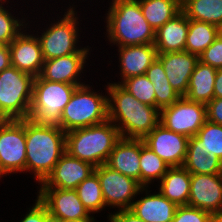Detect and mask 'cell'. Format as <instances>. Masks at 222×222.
<instances>
[{"instance_id": "6da1fadb", "label": "cell", "mask_w": 222, "mask_h": 222, "mask_svg": "<svg viewBox=\"0 0 222 222\" xmlns=\"http://www.w3.org/2000/svg\"><path fill=\"white\" fill-rule=\"evenodd\" d=\"M108 84V119L121 137L143 139L160 123V110L140 102L117 82Z\"/></svg>"}, {"instance_id": "7a4b0ae2", "label": "cell", "mask_w": 222, "mask_h": 222, "mask_svg": "<svg viewBox=\"0 0 222 222\" xmlns=\"http://www.w3.org/2000/svg\"><path fill=\"white\" fill-rule=\"evenodd\" d=\"M26 173L43 183L66 152V133L57 124L25 119Z\"/></svg>"}, {"instance_id": "3957f363", "label": "cell", "mask_w": 222, "mask_h": 222, "mask_svg": "<svg viewBox=\"0 0 222 222\" xmlns=\"http://www.w3.org/2000/svg\"><path fill=\"white\" fill-rule=\"evenodd\" d=\"M106 16L107 38L116 46L154 44L155 30L142 14L138 0H112Z\"/></svg>"}, {"instance_id": "277c9868", "label": "cell", "mask_w": 222, "mask_h": 222, "mask_svg": "<svg viewBox=\"0 0 222 222\" xmlns=\"http://www.w3.org/2000/svg\"><path fill=\"white\" fill-rule=\"evenodd\" d=\"M121 138L117 126L109 119L66 133V152L94 167L105 164Z\"/></svg>"}, {"instance_id": "5b68a950", "label": "cell", "mask_w": 222, "mask_h": 222, "mask_svg": "<svg viewBox=\"0 0 222 222\" xmlns=\"http://www.w3.org/2000/svg\"><path fill=\"white\" fill-rule=\"evenodd\" d=\"M82 85L75 89L57 125L65 132L108 120L107 96Z\"/></svg>"}, {"instance_id": "8992f818", "label": "cell", "mask_w": 222, "mask_h": 222, "mask_svg": "<svg viewBox=\"0 0 222 222\" xmlns=\"http://www.w3.org/2000/svg\"><path fill=\"white\" fill-rule=\"evenodd\" d=\"M34 78L14 66L0 73V120L28 118Z\"/></svg>"}, {"instance_id": "52a82bcc", "label": "cell", "mask_w": 222, "mask_h": 222, "mask_svg": "<svg viewBox=\"0 0 222 222\" xmlns=\"http://www.w3.org/2000/svg\"><path fill=\"white\" fill-rule=\"evenodd\" d=\"M77 85L34 78L28 118L35 123L57 124Z\"/></svg>"}, {"instance_id": "ba28073f", "label": "cell", "mask_w": 222, "mask_h": 222, "mask_svg": "<svg viewBox=\"0 0 222 222\" xmlns=\"http://www.w3.org/2000/svg\"><path fill=\"white\" fill-rule=\"evenodd\" d=\"M67 10L63 18L60 17L58 22L51 23L40 37L37 34L44 60L74 53H89V46L84 48L76 46L80 42L77 12L71 6Z\"/></svg>"}, {"instance_id": "9c48e42d", "label": "cell", "mask_w": 222, "mask_h": 222, "mask_svg": "<svg viewBox=\"0 0 222 222\" xmlns=\"http://www.w3.org/2000/svg\"><path fill=\"white\" fill-rule=\"evenodd\" d=\"M26 171L25 119L0 120V178Z\"/></svg>"}, {"instance_id": "30bf717a", "label": "cell", "mask_w": 222, "mask_h": 222, "mask_svg": "<svg viewBox=\"0 0 222 222\" xmlns=\"http://www.w3.org/2000/svg\"><path fill=\"white\" fill-rule=\"evenodd\" d=\"M207 120L206 104L180 97L160 110V124L188 138L195 136Z\"/></svg>"}, {"instance_id": "8fae6325", "label": "cell", "mask_w": 222, "mask_h": 222, "mask_svg": "<svg viewBox=\"0 0 222 222\" xmlns=\"http://www.w3.org/2000/svg\"><path fill=\"white\" fill-rule=\"evenodd\" d=\"M105 206L120 209H130L136 195L145 193L143 186L133 178L125 176L106 164L95 167Z\"/></svg>"}, {"instance_id": "7c38bea8", "label": "cell", "mask_w": 222, "mask_h": 222, "mask_svg": "<svg viewBox=\"0 0 222 222\" xmlns=\"http://www.w3.org/2000/svg\"><path fill=\"white\" fill-rule=\"evenodd\" d=\"M144 144L156 153L169 167H182L189 138L158 124L143 139Z\"/></svg>"}, {"instance_id": "4fadbf2b", "label": "cell", "mask_w": 222, "mask_h": 222, "mask_svg": "<svg viewBox=\"0 0 222 222\" xmlns=\"http://www.w3.org/2000/svg\"><path fill=\"white\" fill-rule=\"evenodd\" d=\"M38 198L46 205L51 222L94 218L80 201L75 189L40 188Z\"/></svg>"}, {"instance_id": "5bb4252c", "label": "cell", "mask_w": 222, "mask_h": 222, "mask_svg": "<svg viewBox=\"0 0 222 222\" xmlns=\"http://www.w3.org/2000/svg\"><path fill=\"white\" fill-rule=\"evenodd\" d=\"M95 167L65 152L54 166L51 174L41 183L40 188L76 189L94 173Z\"/></svg>"}, {"instance_id": "9a60e30c", "label": "cell", "mask_w": 222, "mask_h": 222, "mask_svg": "<svg viewBox=\"0 0 222 222\" xmlns=\"http://www.w3.org/2000/svg\"><path fill=\"white\" fill-rule=\"evenodd\" d=\"M188 206L211 214L222 209V174H191Z\"/></svg>"}, {"instance_id": "2e32d148", "label": "cell", "mask_w": 222, "mask_h": 222, "mask_svg": "<svg viewBox=\"0 0 222 222\" xmlns=\"http://www.w3.org/2000/svg\"><path fill=\"white\" fill-rule=\"evenodd\" d=\"M11 66L29 73L34 77L40 75L44 58L38 36L22 32L9 44Z\"/></svg>"}, {"instance_id": "e0dca14e", "label": "cell", "mask_w": 222, "mask_h": 222, "mask_svg": "<svg viewBox=\"0 0 222 222\" xmlns=\"http://www.w3.org/2000/svg\"><path fill=\"white\" fill-rule=\"evenodd\" d=\"M157 59L162 63L172 88L181 97H185L199 57L184 50L157 54Z\"/></svg>"}, {"instance_id": "ac0fdd59", "label": "cell", "mask_w": 222, "mask_h": 222, "mask_svg": "<svg viewBox=\"0 0 222 222\" xmlns=\"http://www.w3.org/2000/svg\"><path fill=\"white\" fill-rule=\"evenodd\" d=\"M87 58L88 53H74L45 60L39 76L53 82L82 86L84 83L79 80Z\"/></svg>"}, {"instance_id": "d6986e66", "label": "cell", "mask_w": 222, "mask_h": 222, "mask_svg": "<svg viewBox=\"0 0 222 222\" xmlns=\"http://www.w3.org/2000/svg\"><path fill=\"white\" fill-rule=\"evenodd\" d=\"M140 152L141 139L121 137L105 164L140 183Z\"/></svg>"}, {"instance_id": "ffe728a7", "label": "cell", "mask_w": 222, "mask_h": 222, "mask_svg": "<svg viewBox=\"0 0 222 222\" xmlns=\"http://www.w3.org/2000/svg\"><path fill=\"white\" fill-rule=\"evenodd\" d=\"M118 48L121 82L117 84L130 77L144 75L157 58L154 44L118 46Z\"/></svg>"}, {"instance_id": "44dd1931", "label": "cell", "mask_w": 222, "mask_h": 222, "mask_svg": "<svg viewBox=\"0 0 222 222\" xmlns=\"http://www.w3.org/2000/svg\"><path fill=\"white\" fill-rule=\"evenodd\" d=\"M188 29L189 19L181 10L155 31L154 46L157 54L184 51Z\"/></svg>"}, {"instance_id": "7402d4cb", "label": "cell", "mask_w": 222, "mask_h": 222, "mask_svg": "<svg viewBox=\"0 0 222 222\" xmlns=\"http://www.w3.org/2000/svg\"><path fill=\"white\" fill-rule=\"evenodd\" d=\"M143 191L146 192L145 197L134 201L130 210L145 222H171L177 205L160 192L149 194L148 187H143Z\"/></svg>"}, {"instance_id": "603a6c76", "label": "cell", "mask_w": 222, "mask_h": 222, "mask_svg": "<svg viewBox=\"0 0 222 222\" xmlns=\"http://www.w3.org/2000/svg\"><path fill=\"white\" fill-rule=\"evenodd\" d=\"M183 167L190 174H222V162L212 152L200 145V140L190 137Z\"/></svg>"}, {"instance_id": "cb8c5ba5", "label": "cell", "mask_w": 222, "mask_h": 222, "mask_svg": "<svg viewBox=\"0 0 222 222\" xmlns=\"http://www.w3.org/2000/svg\"><path fill=\"white\" fill-rule=\"evenodd\" d=\"M159 192L177 206L188 205L191 174L182 167H170L160 180Z\"/></svg>"}, {"instance_id": "d4e9b609", "label": "cell", "mask_w": 222, "mask_h": 222, "mask_svg": "<svg viewBox=\"0 0 222 222\" xmlns=\"http://www.w3.org/2000/svg\"><path fill=\"white\" fill-rule=\"evenodd\" d=\"M217 69L198 61L190 77L185 97L190 101L207 104L214 98Z\"/></svg>"}, {"instance_id": "484cf974", "label": "cell", "mask_w": 222, "mask_h": 222, "mask_svg": "<svg viewBox=\"0 0 222 222\" xmlns=\"http://www.w3.org/2000/svg\"><path fill=\"white\" fill-rule=\"evenodd\" d=\"M220 32L221 29L214 24L189 19L185 51L199 57L214 42Z\"/></svg>"}, {"instance_id": "4316f807", "label": "cell", "mask_w": 222, "mask_h": 222, "mask_svg": "<svg viewBox=\"0 0 222 222\" xmlns=\"http://www.w3.org/2000/svg\"><path fill=\"white\" fill-rule=\"evenodd\" d=\"M143 16L156 31L181 11V0H138Z\"/></svg>"}, {"instance_id": "83f0119b", "label": "cell", "mask_w": 222, "mask_h": 222, "mask_svg": "<svg viewBox=\"0 0 222 222\" xmlns=\"http://www.w3.org/2000/svg\"><path fill=\"white\" fill-rule=\"evenodd\" d=\"M188 19L214 24L222 30V0H181Z\"/></svg>"}, {"instance_id": "f1b7e54d", "label": "cell", "mask_w": 222, "mask_h": 222, "mask_svg": "<svg viewBox=\"0 0 222 222\" xmlns=\"http://www.w3.org/2000/svg\"><path fill=\"white\" fill-rule=\"evenodd\" d=\"M145 75L153 83L156 108L161 110L171 106L181 96L172 88L166 76L162 63L156 58L151 66L146 70Z\"/></svg>"}, {"instance_id": "f546056e", "label": "cell", "mask_w": 222, "mask_h": 222, "mask_svg": "<svg viewBox=\"0 0 222 222\" xmlns=\"http://www.w3.org/2000/svg\"><path fill=\"white\" fill-rule=\"evenodd\" d=\"M170 167L149 147L144 144L141 139L140 152V184L143 187L154 180H161Z\"/></svg>"}, {"instance_id": "4dcf8cb0", "label": "cell", "mask_w": 222, "mask_h": 222, "mask_svg": "<svg viewBox=\"0 0 222 222\" xmlns=\"http://www.w3.org/2000/svg\"><path fill=\"white\" fill-rule=\"evenodd\" d=\"M80 201L91 214L105 209V200L101 190L100 180L94 172L76 187Z\"/></svg>"}, {"instance_id": "1f68e13d", "label": "cell", "mask_w": 222, "mask_h": 222, "mask_svg": "<svg viewBox=\"0 0 222 222\" xmlns=\"http://www.w3.org/2000/svg\"><path fill=\"white\" fill-rule=\"evenodd\" d=\"M120 85L140 102L156 107L154 86L145 74L125 79Z\"/></svg>"}, {"instance_id": "d6a6232c", "label": "cell", "mask_w": 222, "mask_h": 222, "mask_svg": "<svg viewBox=\"0 0 222 222\" xmlns=\"http://www.w3.org/2000/svg\"><path fill=\"white\" fill-rule=\"evenodd\" d=\"M5 2L7 0H0V45H9L28 25L24 18L16 19L9 9L4 8Z\"/></svg>"}, {"instance_id": "836d02e7", "label": "cell", "mask_w": 222, "mask_h": 222, "mask_svg": "<svg viewBox=\"0 0 222 222\" xmlns=\"http://www.w3.org/2000/svg\"><path fill=\"white\" fill-rule=\"evenodd\" d=\"M195 136L222 162V125L206 120Z\"/></svg>"}, {"instance_id": "e575fe53", "label": "cell", "mask_w": 222, "mask_h": 222, "mask_svg": "<svg viewBox=\"0 0 222 222\" xmlns=\"http://www.w3.org/2000/svg\"><path fill=\"white\" fill-rule=\"evenodd\" d=\"M171 222H212V214L199 208L182 205L177 206Z\"/></svg>"}, {"instance_id": "d590c367", "label": "cell", "mask_w": 222, "mask_h": 222, "mask_svg": "<svg viewBox=\"0 0 222 222\" xmlns=\"http://www.w3.org/2000/svg\"><path fill=\"white\" fill-rule=\"evenodd\" d=\"M199 61L216 69L222 68V31L214 42L199 56Z\"/></svg>"}, {"instance_id": "8d00e7d4", "label": "cell", "mask_w": 222, "mask_h": 222, "mask_svg": "<svg viewBox=\"0 0 222 222\" xmlns=\"http://www.w3.org/2000/svg\"><path fill=\"white\" fill-rule=\"evenodd\" d=\"M20 222H51V217L46 205L38 198L33 207Z\"/></svg>"}, {"instance_id": "74e56055", "label": "cell", "mask_w": 222, "mask_h": 222, "mask_svg": "<svg viewBox=\"0 0 222 222\" xmlns=\"http://www.w3.org/2000/svg\"><path fill=\"white\" fill-rule=\"evenodd\" d=\"M207 120L222 125V98H213L206 104Z\"/></svg>"}, {"instance_id": "f35d334b", "label": "cell", "mask_w": 222, "mask_h": 222, "mask_svg": "<svg viewBox=\"0 0 222 222\" xmlns=\"http://www.w3.org/2000/svg\"><path fill=\"white\" fill-rule=\"evenodd\" d=\"M108 217L110 222H145L130 209H120L114 214H109Z\"/></svg>"}, {"instance_id": "ab89813d", "label": "cell", "mask_w": 222, "mask_h": 222, "mask_svg": "<svg viewBox=\"0 0 222 222\" xmlns=\"http://www.w3.org/2000/svg\"><path fill=\"white\" fill-rule=\"evenodd\" d=\"M11 66V53L9 45H0V73Z\"/></svg>"}, {"instance_id": "60d3db41", "label": "cell", "mask_w": 222, "mask_h": 222, "mask_svg": "<svg viewBox=\"0 0 222 222\" xmlns=\"http://www.w3.org/2000/svg\"><path fill=\"white\" fill-rule=\"evenodd\" d=\"M214 98H222V68L217 69L214 83Z\"/></svg>"}, {"instance_id": "b9f144b4", "label": "cell", "mask_w": 222, "mask_h": 222, "mask_svg": "<svg viewBox=\"0 0 222 222\" xmlns=\"http://www.w3.org/2000/svg\"><path fill=\"white\" fill-rule=\"evenodd\" d=\"M54 222H95L94 218H82V219H71V220H61Z\"/></svg>"}, {"instance_id": "7bdbcfd3", "label": "cell", "mask_w": 222, "mask_h": 222, "mask_svg": "<svg viewBox=\"0 0 222 222\" xmlns=\"http://www.w3.org/2000/svg\"><path fill=\"white\" fill-rule=\"evenodd\" d=\"M212 222H222V209L212 213Z\"/></svg>"}]
</instances>
